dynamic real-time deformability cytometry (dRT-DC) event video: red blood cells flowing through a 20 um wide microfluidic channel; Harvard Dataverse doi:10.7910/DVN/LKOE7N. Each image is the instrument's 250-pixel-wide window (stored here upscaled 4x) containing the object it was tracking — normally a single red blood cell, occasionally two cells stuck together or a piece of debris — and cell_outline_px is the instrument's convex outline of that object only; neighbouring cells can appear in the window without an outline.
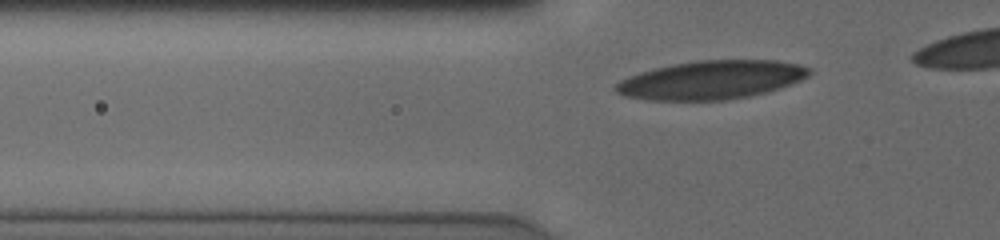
{"species": "human", "species_latin": "Homo sapiens", "temperature_condition": "cold", "stored_images_in_passage": 31, "camera_frame_rate_fps": 3000, "um_per_image_px": 0.085, "donor": {"sex": "male"}, "frame": {"image": 1, "passage_image": 4, "time_ms": 1.0, "image_size_px": [1000, 240], "cell_outline_px": [[812, 72], [808, 76], [800, 80], [780, 88], [748, 96], [724, 100], [648, 100], [624, 96], [616, 92], [612, 88], [620, 80], [628, 76], [640, 72], [656, 68], [696, 60], [776, 60], [796, 64], [812, 68]], "centroid_in_image_um": [60.44, 6.79], "position_along_channel_um": 65.4, "area_um2": 43.35}}
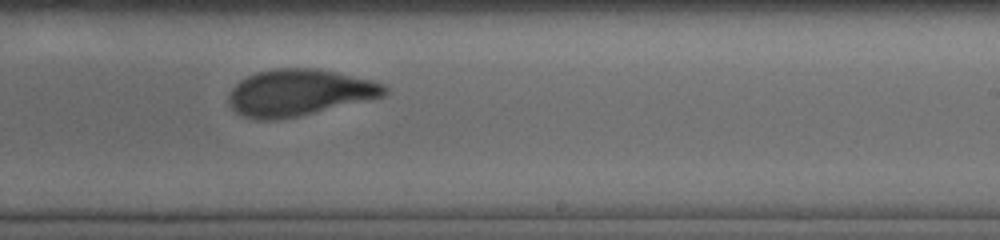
{"frame": {"image": 2, "passage_image": 20, "time_ms": 6.333, "image_size_px": [1000, 240], "cell_outline_px": [[388, 92], [384, 96], [300, 116], [276, 120], [256, 120], [244, 116], [236, 112], [228, 104], [228, 92], [240, 80], [256, 72], [276, 68], [316, 68], [376, 80], [384, 84], [388, 88]], "centroid_in_image_um": [25.43, 7.87], "position_along_channel_um": 263.6, "area_um2": 42.6}}
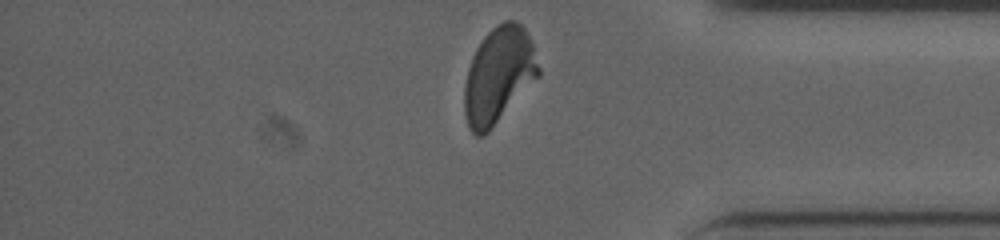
{"frame": {"image": 3, "passage_image": 31, "time_ms": 10.0, "image_size_px": [1000, 240], "cell_outline_px": [[540, 76], [488, 132], [484, 136], [476, 136], [468, 128], [464, 112], [464, 84], [468, 68], [472, 56], [476, 48], [484, 36], [496, 24], [504, 20], [516, 20], [524, 28], [532, 44], [540, 68]], "centroid_in_image_um": [42.37, 6.4], "position_along_channel_um": 392.8, "area_um2": 41.67}, "authors_computed_cell_mechanics": {"area_um2": 42.5986, "velocity_mm_per_s": 3.8414, "shape_relaxation_time_tau1_ms": 4.714, "shape_relaxation_time_tau2_ms": 1.0549, "deformation_change_tau1": 0.1759, "deformation_change_tau2": 0.0748}}